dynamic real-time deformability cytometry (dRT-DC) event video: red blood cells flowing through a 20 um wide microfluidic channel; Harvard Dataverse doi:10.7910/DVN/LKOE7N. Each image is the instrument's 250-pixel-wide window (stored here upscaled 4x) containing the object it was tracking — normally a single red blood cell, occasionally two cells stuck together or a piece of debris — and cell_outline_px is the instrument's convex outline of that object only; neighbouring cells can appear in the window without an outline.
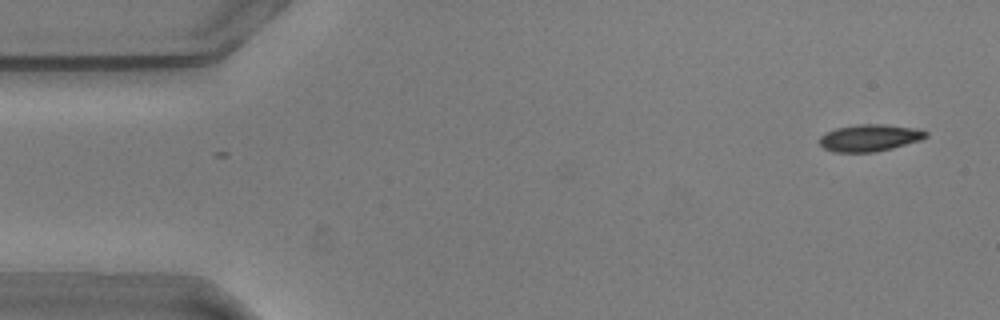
{"species": "common noctule bat (a hibernating species)", "species_latin": "Nyctalus noctula", "temperature_condition": "warm", "stored_images_in_passage": 6, "camera_frame_rate_fps": 3000, "um_per_image_px": 0.085, "animal": {"sex": "male", "body_mass_g": 20.5, "forearm_length_mm": 52.5}, "frame": {"image": 1, "passage_image": 6, "time_ms": 1.667, "image_size_px": [1000, 320], "cell_outline_px": [[928, 136], [920, 140], [892, 148], [872, 152], [836, 152], [824, 148], [816, 140], [824, 132], [836, 128], [860, 124], [884, 124], [912, 128], [928, 132]], "centroid_in_image_um": [73.86, 11.71], "position_along_channel_um": 11.1, "area_um2": 16.65}}